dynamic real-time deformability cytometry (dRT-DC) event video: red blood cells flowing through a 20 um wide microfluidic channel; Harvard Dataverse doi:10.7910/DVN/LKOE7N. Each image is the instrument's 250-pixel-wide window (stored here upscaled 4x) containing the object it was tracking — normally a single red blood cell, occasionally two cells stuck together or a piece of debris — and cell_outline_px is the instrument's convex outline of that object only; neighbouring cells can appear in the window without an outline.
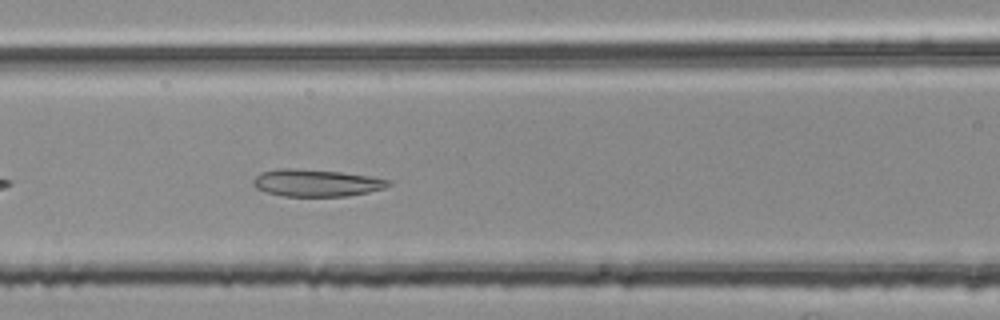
{"species": "common noctule bat (a hibernating species)", "species_latin": "Nyctalus noctula", "temperature_condition": "room temperature", "stored_images_in_passage": 31, "camera_frame_rate_fps": 3000, "um_per_image_px": 0.085, "animal": {"sex": "female", "body_mass_g": 25.1}, "frame": {"image": 1, "passage_image": 6, "time_ms": 1.667, "image_size_px": [1000, 320], "cell_outline_px": [[392, 184], [384, 188], [368, 192], [348, 196], [280, 196], [256, 188], [252, 184], [252, 180], [260, 172], [280, 168], [292, 168], [340, 172], [368, 176], [392, 180]], "centroid_in_image_um": [26.87, 15.54], "position_along_channel_um": 139.7, "area_um2": 21.39}}
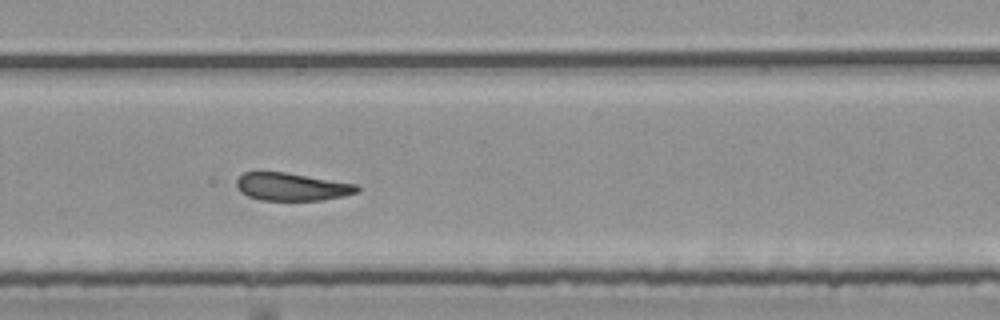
{"frame": {"image": 2, "passage_image": 16, "time_ms": 5.0, "image_size_px": [1000, 320], "cell_outline_px": [[360, 192], [344, 196], [324, 200], [260, 200], [248, 196], [240, 192], [236, 184], [236, 180], [244, 172], [284, 172], [356, 184], [360, 188]], "centroid_in_image_um": [24.81, 15.88], "position_along_channel_um": 264.2, "area_um2": 19.48}}
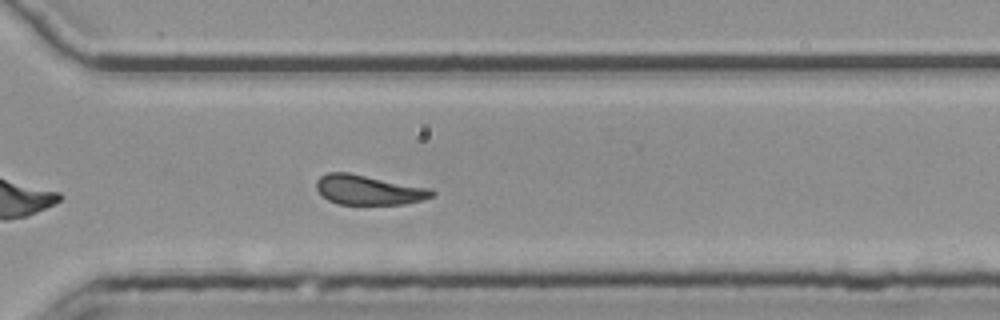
{"frame": {"image": 3, "passage_image": 22, "time_ms": 7.0, "image_size_px": [1000, 320], "cell_outline_px": [[436, 196], [424, 200], [404, 204], [336, 204], [328, 200], [316, 188], [316, 180], [320, 176], [328, 172], [348, 172], [432, 188], [436, 192]], "centroid_in_image_um": [31.39, 16.14], "position_along_channel_um": 339.2, "area_um2": 20.29}}